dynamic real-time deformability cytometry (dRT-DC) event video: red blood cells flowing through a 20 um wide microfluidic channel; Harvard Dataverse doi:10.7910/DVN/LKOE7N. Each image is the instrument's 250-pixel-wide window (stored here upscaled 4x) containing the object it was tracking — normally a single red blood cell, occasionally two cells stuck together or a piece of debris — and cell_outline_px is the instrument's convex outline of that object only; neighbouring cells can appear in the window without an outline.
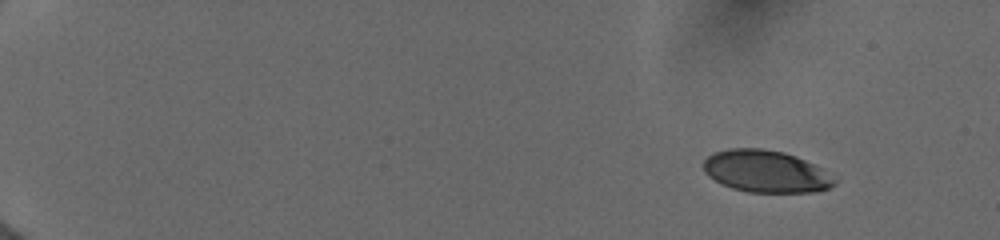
{"species": "human", "species_latin": "Homo sapiens", "temperature_condition": "cold", "stored_images_in_passage": 36, "camera_frame_rate_fps": 3000, "um_per_image_px": 0.085, "donor": {"sex": "female"}, "frame": {"image": 1, "passage_image": 1, "time_ms": 0.0, "image_size_px": [1000, 240], "cell_outline_px": [[840, 180], [836, 184], [828, 188], [816, 192], [748, 192], [732, 188], [708, 176], [704, 172], [704, 160], [712, 152], [728, 148], [764, 148], [784, 152], [796, 156], [820, 168]], "centroid_in_image_um": [65.11, 14.56], "position_along_channel_um": 19.9, "area_um2": 32.25}}
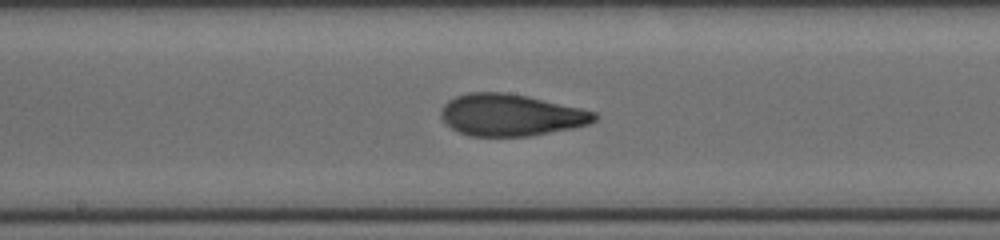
{"frame": {"image": 2, "passage_image": 20, "time_ms": 8.667, "image_size_px": [1000, 240], "cell_outline_px": [[600, 116], [596, 120], [588, 124], [572, 128], [528, 136], [468, 136], [452, 128], [440, 116], [440, 112], [444, 104], [448, 100], [456, 96], [468, 92], [504, 92], [528, 96], [580, 108], [596, 112]], "centroid_in_image_um": [43.42, 9.77], "position_along_channel_um": 204.8, "area_um2": 37.34}}
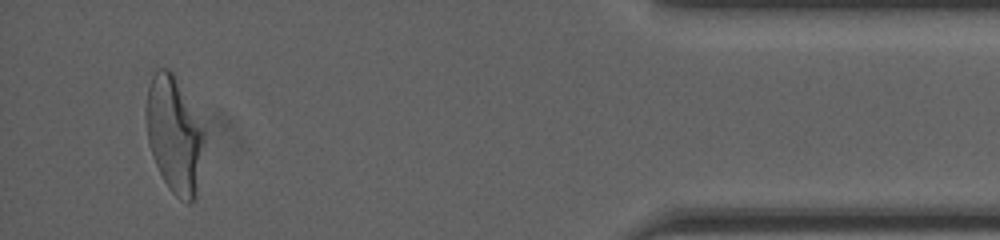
{"frame": {"image": 3, "passage_image": 36, "time_ms": 15.333, "image_size_px": [1000, 240], "cell_outline_px": [[204, 140], [196, 196], [192, 204], [188, 204], [180, 200], [168, 188], [152, 156], [148, 144], [144, 112], [148, 88], [152, 76], [156, 68], [168, 68], [172, 72], [204, 132]], "centroid_in_image_um": [14.77, 11.49], "position_along_channel_um": 420.4, "area_um2": 38.96}, "authors_computed_cell_mechanics": {"area_um2": 36.7608, "velocity_mm_per_s": 3.9789, "shape_relaxation_time_tau1_ms": 5.2015, "shape_relaxation_time_tau2_ms": 0.8488, "deformation_change_tau1": 0.1918, "deformation_change_tau2": 0.0579}}